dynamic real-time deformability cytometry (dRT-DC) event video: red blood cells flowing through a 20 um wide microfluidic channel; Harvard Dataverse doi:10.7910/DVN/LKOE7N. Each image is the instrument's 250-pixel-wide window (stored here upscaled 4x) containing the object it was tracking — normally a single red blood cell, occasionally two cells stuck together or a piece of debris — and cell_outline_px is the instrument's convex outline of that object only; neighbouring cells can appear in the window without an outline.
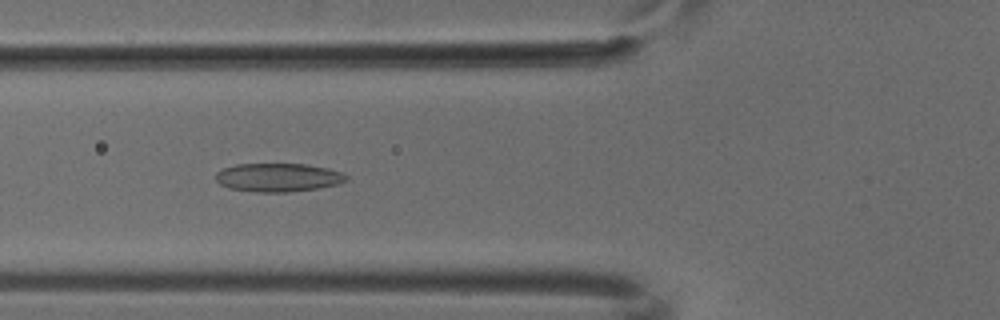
{"species": "common noctule bat (a hibernating species)", "species_latin": "Nyctalus noctula", "temperature_condition": "cold", "stored_images_in_passage": 6, "camera_frame_rate_fps": 3000, "um_per_image_px": 0.085, "animal": {"sex": "male", "body_mass_g": 18.8}, "frame": {"image": 1, "passage_image": 4, "time_ms": 1.0, "image_size_px": [1000, 320], "cell_outline_px": [[348, 180], [340, 184], [316, 188], [288, 192], [256, 192], [228, 188], [220, 184], [216, 180], [216, 172], [224, 168], [236, 164], [304, 164], [328, 168], [344, 172], [348, 176]], "centroid_in_image_um": [23.67, 15.08], "position_along_channel_um": 102.1, "area_um2": 21.79}}
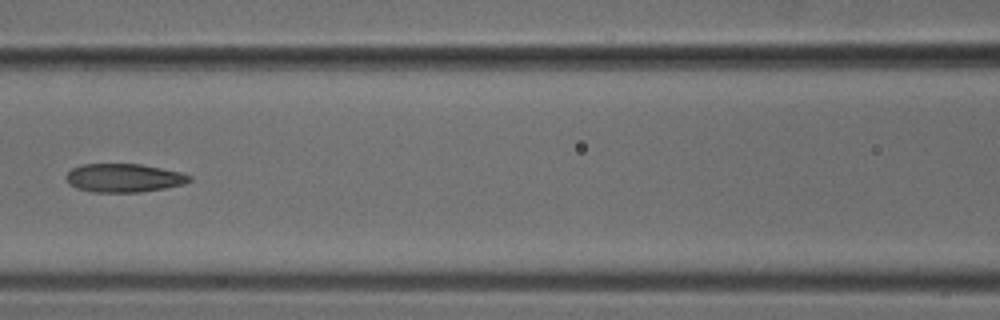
{"frame": {"image": 2, "passage_image": 5, "time_ms": 1.333, "image_size_px": [1000, 320], "cell_outline_px": [[192, 180], [184, 184], [164, 188], [140, 192], [92, 192], [76, 188], [68, 184], [64, 176], [72, 168], [80, 164], [140, 164], [180, 172], [192, 176]], "centroid_in_image_um": [10.49, 15.12], "position_along_channel_um": 156.1, "area_um2": 20.58}}
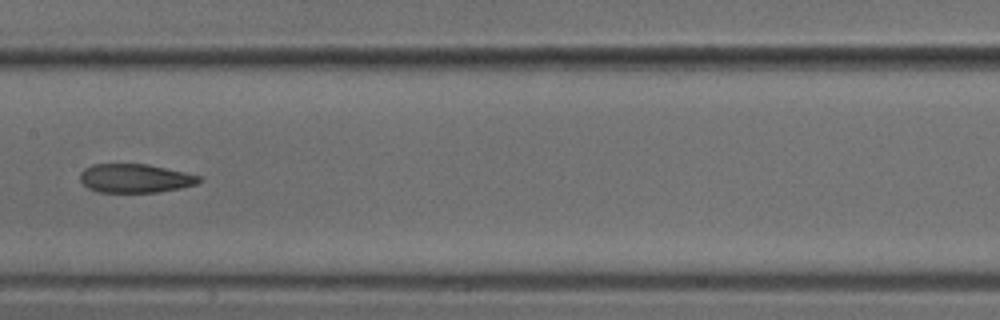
{"frame": {"image": 3, "passage_image": 6, "time_ms": 1.667, "image_size_px": [1000, 320], "cell_outline_px": [[204, 180], [196, 184], [180, 188], [156, 192], [96, 192], [88, 188], [80, 180], [80, 172], [84, 168], [92, 164], [148, 164], [184, 172], [200, 176]], "centroid_in_image_um": [11.47, 15.15], "position_along_channel_um": 195.9, "area_um2": 20.0}}